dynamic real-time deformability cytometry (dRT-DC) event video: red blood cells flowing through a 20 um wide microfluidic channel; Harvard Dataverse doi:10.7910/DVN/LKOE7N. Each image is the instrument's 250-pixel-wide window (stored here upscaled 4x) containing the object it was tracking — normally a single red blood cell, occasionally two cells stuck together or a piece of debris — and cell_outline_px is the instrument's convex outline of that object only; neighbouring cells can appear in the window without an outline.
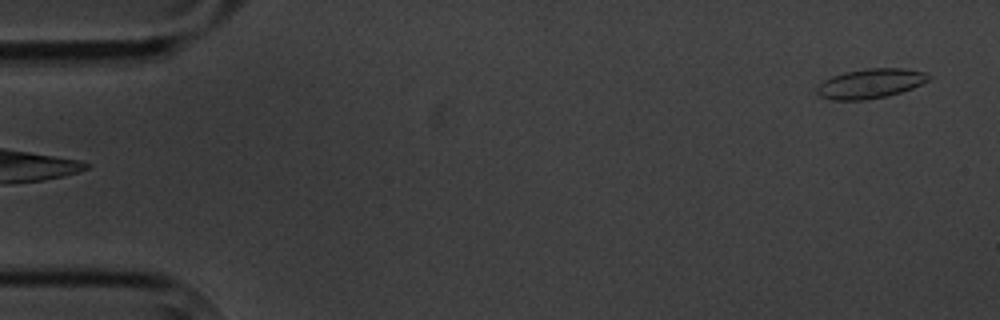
{"species": "common noctule bat (a hibernating species)", "species_latin": "Nyctalus noctula", "temperature_condition": "cold", "stored_images_in_passage": 2, "camera_frame_rate_fps": 3000, "um_per_image_px": 0.085, "animal": {"sex": "male", "body_mass_g": 20.1, "forearm_length_mm": 53.5}, "frame": {"image": 1, "passage_image": 2, "time_ms": 1.0, "image_size_px": [1000, 320], "cell_outline_px": [[932, 76], [928, 80], [912, 88], [888, 96], [868, 100], [832, 100], [820, 96], [816, 92], [816, 88], [824, 80], [832, 76], [844, 72], [868, 68], [904, 68], [928, 72]], "centroid_in_image_um": [74.0, 7.1], "position_along_channel_um": 11.0, "area_um2": 19.42}}